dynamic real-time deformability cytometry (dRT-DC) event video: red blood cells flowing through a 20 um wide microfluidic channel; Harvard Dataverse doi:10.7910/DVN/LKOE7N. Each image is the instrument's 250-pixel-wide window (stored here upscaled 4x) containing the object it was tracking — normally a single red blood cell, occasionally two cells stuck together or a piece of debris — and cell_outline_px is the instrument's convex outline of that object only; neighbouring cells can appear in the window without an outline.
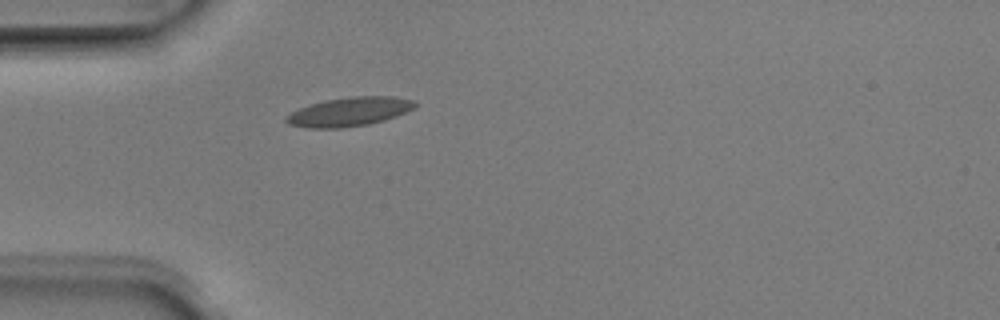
{"species": "Egyptian fruit bat (a non-hibernating species)", "species_latin": "Rousettus aegyptiacus", "temperature_condition": "room temperature", "stored_images_in_passage": 2, "camera_frame_rate_fps": 3000, "um_per_image_px": 0.085, "animal": {"sex": "male"}, "frame": {"image": 1, "passage_image": 2, "time_ms": 0.333, "image_size_px": [1000, 320], "cell_outline_px": [[416, 104], [412, 108], [396, 116], [384, 120], [368, 124], [340, 128], [308, 128], [288, 124], [284, 120], [284, 116], [300, 108], [324, 100], [352, 96], [392, 96], [416, 100]], "centroid_in_image_um": [29.67, 9.49], "position_along_channel_um": 55.3, "area_um2": 21.62}}